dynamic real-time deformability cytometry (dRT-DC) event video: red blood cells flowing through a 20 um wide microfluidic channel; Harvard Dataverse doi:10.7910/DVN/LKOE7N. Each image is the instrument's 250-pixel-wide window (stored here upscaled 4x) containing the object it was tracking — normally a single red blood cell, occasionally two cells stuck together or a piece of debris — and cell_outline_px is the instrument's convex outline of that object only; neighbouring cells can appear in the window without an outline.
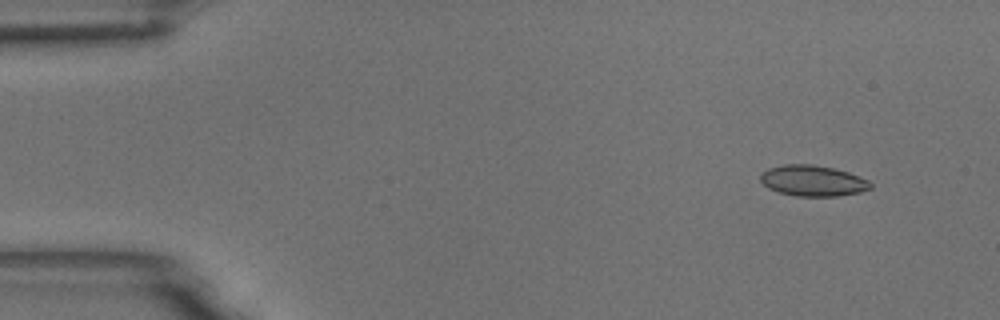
{"species": "common noctule bat (a hibernating species)", "species_latin": "Nyctalus noctula", "temperature_condition": "room temperature", "stored_images_in_passage": 10, "camera_frame_rate_fps": 3000, "um_per_image_px": 0.085, "animal": {"sex": "male", "body_mass_g": 18.8}, "frame": {"image": 1, "passage_image": 2, "time_ms": 0.333, "image_size_px": [1000, 320], "cell_outline_px": [[872, 188], [860, 192], [840, 196], [796, 196], [780, 192], [768, 188], [760, 180], [760, 172], [768, 168], [784, 164], [812, 164], [832, 168], [848, 172], [868, 180], [872, 184]], "centroid_in_image_um": [69.08, 15.36], "position_along_channel_um": 15.9, "area_um2": 19.83}}
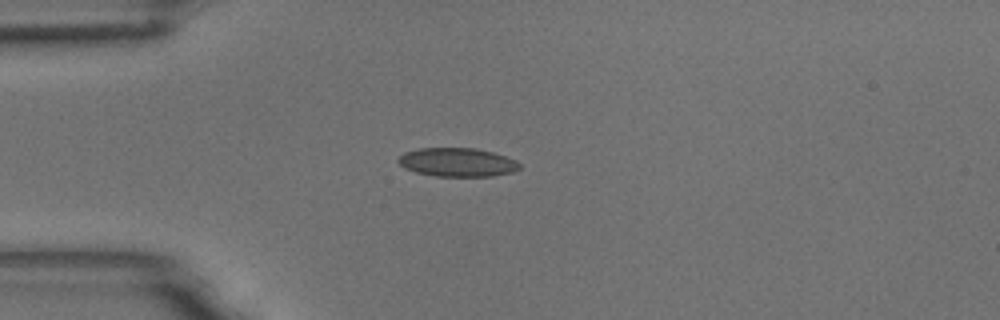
{"frame": {"image": 2, "passage_image": 5, "time_ms": 1.333, "image_size_px": [1000, 320], "cell_outline_px": [[520, 168], [512, 172], [492, 176], [436, 176], [416, 172], [404, 168], [396, 160], [404, 152], [420, 148], [476, 148], [492, 152], [516, 160], [520, 164]], "centroid_in_image_um": [38.86, 13.79], "position_along_channel_um": 46.1, "area_um2": 20.23}}
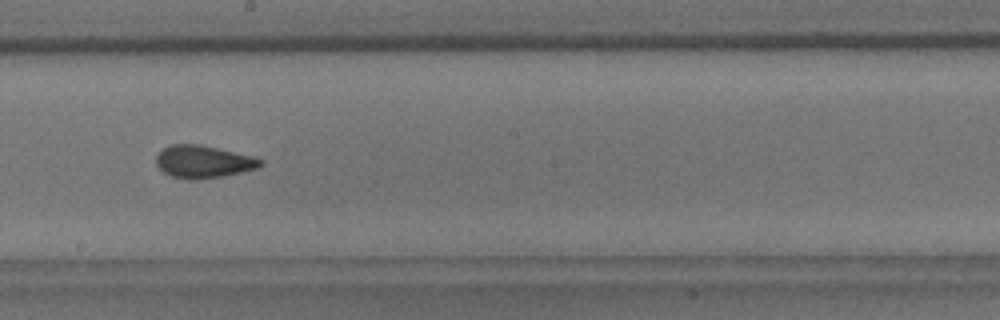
{"frame": {"image": 3, "passage_image": 10, "time_ms": 3.0, "image_size_px": [1000, 320], "cell_outline_px": [[264, 164], [256, 168], [224, 176], [192, 180], [188, 180], [172, 176], [164, 172], [156, 164], [156, 156], [164, 148], [172, 144], [200, 144], [252, 156], [264, 160]], "centroid_in_image_um": [17.28, 13.74], "position_along_channel_um": 230.9, "area_um2": 19.65}}